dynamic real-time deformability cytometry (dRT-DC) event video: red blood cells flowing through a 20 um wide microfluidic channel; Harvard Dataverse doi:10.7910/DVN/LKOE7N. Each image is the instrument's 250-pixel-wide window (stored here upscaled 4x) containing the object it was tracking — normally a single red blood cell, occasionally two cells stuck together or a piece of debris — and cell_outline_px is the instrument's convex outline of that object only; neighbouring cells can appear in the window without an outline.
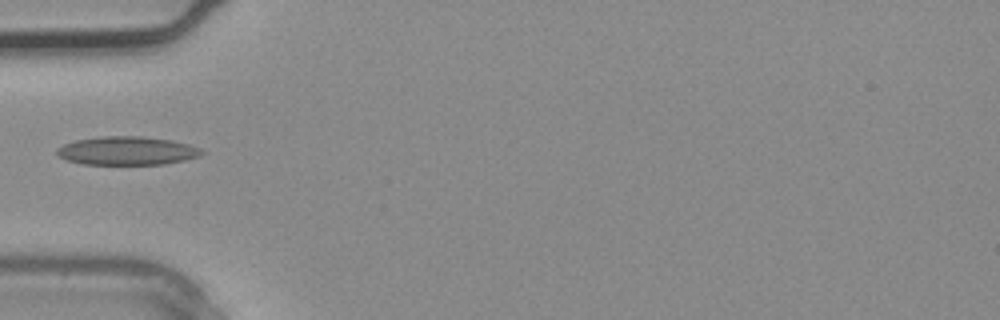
{"species": "common noctule bat (a hibernating species)", "species_latin": "Nyctalus noctula", "temperature_condition": "warm", "stored_images_in_passage": 3, "camera_frame_rate_fps": 3000, "um_per_image_px": 0.085, "animal": {"sex": "male", "body_mass_g": 20.4}, "frame": {"image": 1, "passage_image": 3, "time_ms": 0.667, "image_size_px": [1000, 320], "cell_outline_px": [[204, 152], [200, 156], [184, 160], [164, 164], [84, 164], [64, 160], [56, 156], [56, 148], [64, 144], [76, 140], [100, 136], [140, 136], [172, 140], [188, 144], [200, 148]], "centroid_in_image_um": [10.76, 12.81], "position_along_channel_um": 74.2, "area_um2": 24.16}}